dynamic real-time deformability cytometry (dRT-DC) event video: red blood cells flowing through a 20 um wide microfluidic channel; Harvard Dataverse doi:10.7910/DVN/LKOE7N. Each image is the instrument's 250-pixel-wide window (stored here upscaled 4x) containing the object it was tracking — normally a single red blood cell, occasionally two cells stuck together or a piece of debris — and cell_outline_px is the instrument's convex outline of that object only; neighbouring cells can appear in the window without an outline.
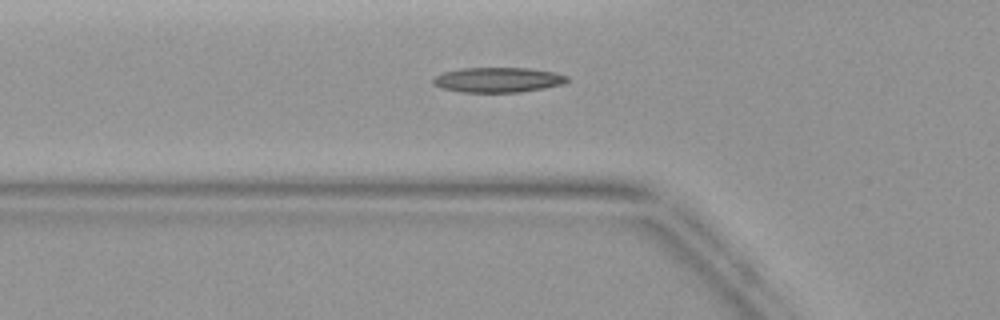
{"species": "common noctule bat (a hibernating species)", "species_latin": "Nyctalus noctula", "temperature_condition": "warm", "stored_images_in_passage": 45, "camera_frame_rate_fps": 3000, "um_per_image_px": 0.085, "animal": {"sex": "female", "body_mass_g": 19.9}, "frame": {"image": 1, "passage_image": 16, "time_ms": 5.0, "image_size_px": [1000, 320], "cell_outline_px": [[568, 80], [564, 84], [544, 88], [520, 92], [460, 92], [444, 88], [432, 84], [432, 76], [444, 72], [460, 68], [532, 68], [556, 72], [568, 76]], "centroid_in_image_um": [42.33, 6.78], "position_along_channel_um": 83.5, "area_um2": 19.71}}
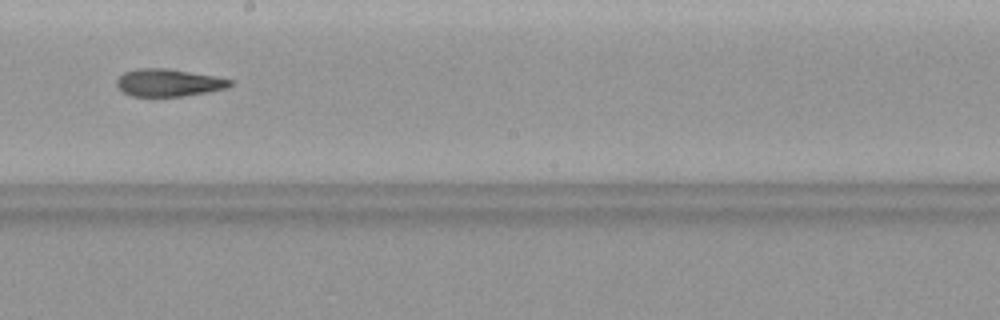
{"frame": {"image": 2, "passage_image": 26, "time_ms": 8.333, "image_size_px": [1000, 320], "cell_outline_px": [[232, 84], [228, 88], [184, 96], [132, 96], [124, 92], [116, 84], [116, 80], [124, 72], [136, 68], [164, 68], [216, 76], [232, 80]], "centroid_in_image_um": [14.33, 7.02], "position_along_channel_um": 233.9, "area_um2": 18.03}}
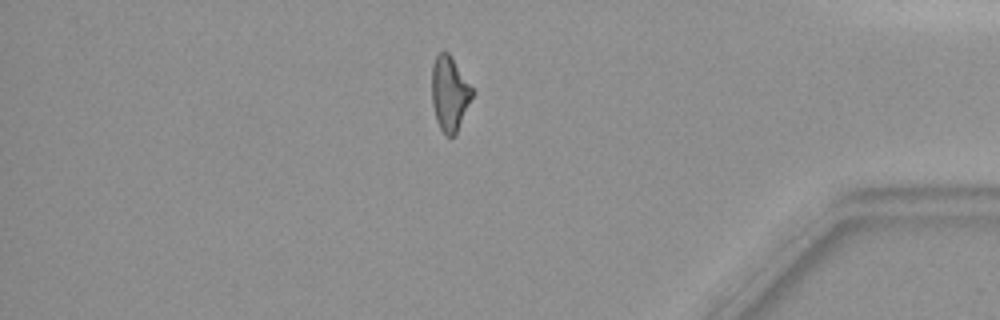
{"frame": {"image": 3, "passage_image": 39, "time_ms": 12.667, "image_size_px": [1000, 320], "cell_outline_px": [[472, 96], [456, 136], [444, 136], [436, 120], [432, 104], [432, 64], [436, 56], [440, 52], [448, 52], [472, 88]], "centroid_in_image_um": [38.19, 7.99], "position_along_channel_um": 397.0, "area_um2": 17.4}}